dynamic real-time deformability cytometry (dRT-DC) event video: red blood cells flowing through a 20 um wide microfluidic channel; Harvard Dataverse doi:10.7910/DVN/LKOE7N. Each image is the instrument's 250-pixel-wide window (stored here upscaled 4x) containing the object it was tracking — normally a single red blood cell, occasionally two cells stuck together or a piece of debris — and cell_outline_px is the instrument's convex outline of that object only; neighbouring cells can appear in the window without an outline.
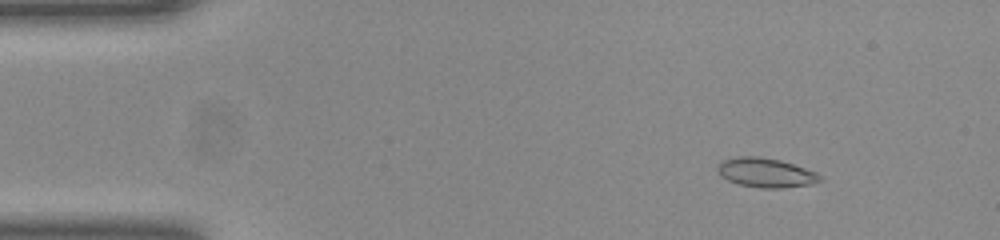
{"species": "common noctule bat (a hibernating species)", "species_latin": "Nyctalus noctula", "temperature_condition": "room temperature", "stored_images_in_passage": 50, "camera_frame_rate_fps": 3000, "um_per_image_px": 0.085, "animal": {"sex": "female", "body_mass_g": 23.0, "forearm_length_mm": 53.4}, "frame": {"image": 1, "passage_image": 6, "time_ms": 1.667, "image_size_px": [1000, 240], "cell_outline_px": [[820, 180], [812, 184], [780, 188], [760, 188], [740, 184], [728, 180], [716, 168], [724, 160], [740, 156], [756, 156], [780, 160], [816, 172], [820, 176]], "centroid_in_image_um": [65.11, 14.68], "position_along_channel_um": 19.9, "area_um2": 17.05}}
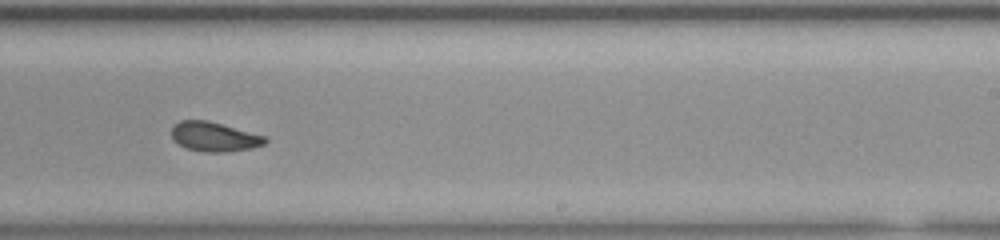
{"frame": {"image": 2, "passage_image": 31, "time_ms": 10.0, "image_size_px": [1000, 240], "cell_outline_px": [[268, 140], [264, 144], [252, 148], [224, 152], [204, 152], [188, 148], [180, 144], [172, 136], [172, 128], [180, 120], [208, 120], [264, 136]], "centroid_in_image_um": [18.22, 11.62], "position_along_channel_um": 270.8, "area_um2": 15.72}}
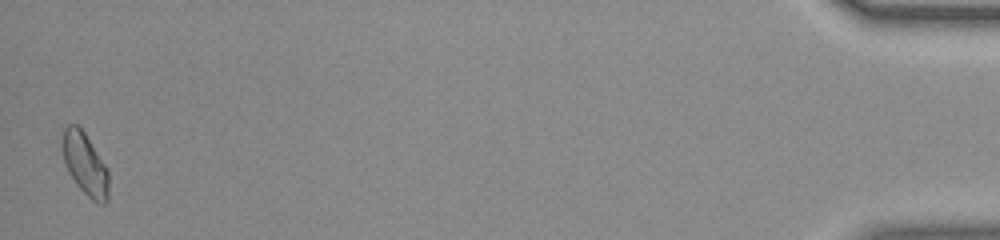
{"frame": {"image": 3, "passage_image": 50, "time_ms": 16.333, "image_size_px": [1000, 240], "cell_outline_px": [[108, 200], [104, 204], [100, 204], [92, 200], [76, 184], [68, 172], [64, 160], [60, 144], [64, 128], [68, 124], [76, 124], [84, 132], [108, 172]], "centroid_in_image_um": [7.19, 13.94], "position_along_channel_um": 428.0, "area_um2": 16.59}, "authors_computed_cell_mechanics": {"area_um2": 16.473, "velocity_mm_per_s": 4.0044, "shape_relaxation_time_tau1_ms": null, "shape_relaxation_time_tau2_ms": 1.3998, "deformation_change_tau1": null, "deformation_change_tau2": 0.0709}}